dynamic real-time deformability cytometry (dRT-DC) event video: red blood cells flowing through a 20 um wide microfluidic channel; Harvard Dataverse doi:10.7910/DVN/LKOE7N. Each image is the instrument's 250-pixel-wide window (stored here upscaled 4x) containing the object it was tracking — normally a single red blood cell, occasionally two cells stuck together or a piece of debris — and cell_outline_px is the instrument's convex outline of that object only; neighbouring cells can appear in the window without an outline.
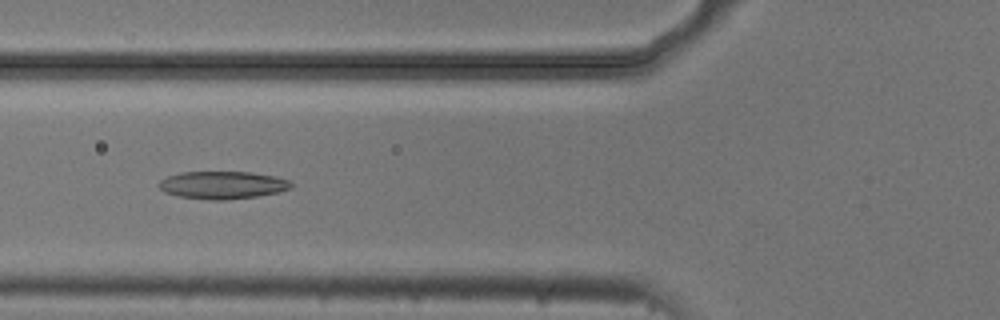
{"species": "common noctule bat (a hibernating species)", "species_latin": "Nyctalus noctula", "temperature_condition": "cold", "stored_images_in_passage": 39, "camera_frame_rate_fps": 3000, "um_per_image_px": 0.085, "animal": {"sex": "male", "body_mass_g": 20.5, "forearm_length_mm": 52.5}, "frame": {"image": 1, "passage_image": 13, "time_ms": 4.0, "image_size_px": [1000, 320], "cell_outline_px": [[292, 188], [280, 192], [256, 196], [224, 200], [208, 200], [180, 196], [164, 192], [156, 184], [160, 180], [168, 176], [180, 172], [252, 172], [276, 176], [288, 180], [292, 184]], "centroid_in_image_um": [18.91, 15.72], "position_along_channel_um": 106.9, "area_um2": 21.39}}
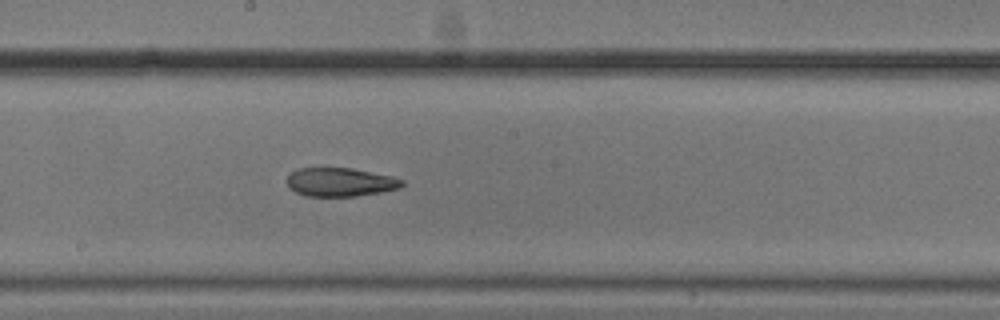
{"frame": {"image": 2, "passage_image": 22, "time_ms": 7.0, "image_size_px": [1000, 320], "cell_outline_px": [[404, 184], [400, 188], [380, 192], [356, 196], [308, 196], [296, 192], [288, 188], [288, 176], [296, 168], [352, 168], [392, 176], [404, 180]], "centroid_in_image_um": [28.93, 15.47], "position_along_channel_um": 219.3, "area_um2": 19.19}}
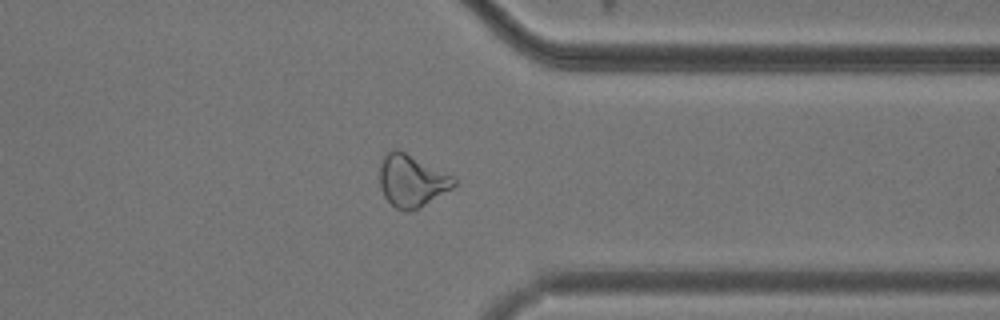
{"frame": {"image": 3, "passage_image": 35, "time_ms": 11.333, "image_size_px": [1000, 320], "cell_outline_px": [[456, 184], [452, 188], [420, 208], [408, 212], [404, 212], [396, 208], [384, 196], [380, 184], [380, 164], [384, 152], [392, 148], [400, 148], [456, 176]], "centroid_in_image_um": [35.01, 15.31], "position_along_channel_um": 376.4, "area_um2": 23.29}, "authors_computed_cell_mechanics": {"area_um2": 20.9814, "velocity_mm_per_s": 3.7277, "shape_relaxation_time_tau1_ms": null, "shape_relaxation_time_tau2_ms": 3.0542, "deformation_change_tau1": null, "deformation_change_tau2": 0.1057}}